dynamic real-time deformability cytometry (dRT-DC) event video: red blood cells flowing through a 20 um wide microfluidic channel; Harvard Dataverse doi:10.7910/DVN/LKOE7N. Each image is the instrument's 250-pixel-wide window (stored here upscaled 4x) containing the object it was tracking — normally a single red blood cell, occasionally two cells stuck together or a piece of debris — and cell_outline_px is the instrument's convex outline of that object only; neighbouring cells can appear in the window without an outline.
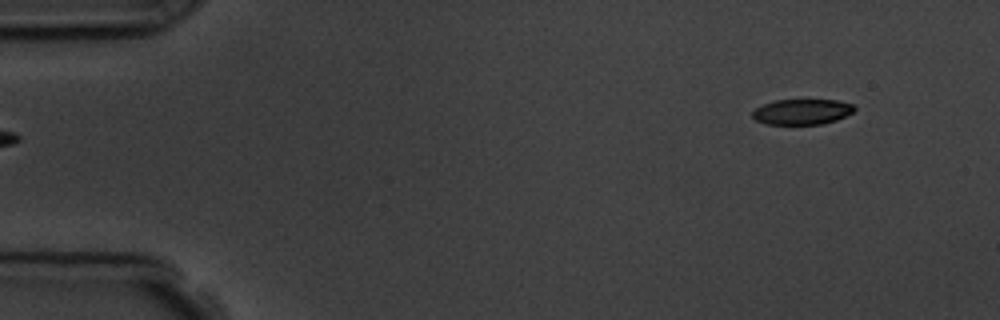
{"species": "common noctule bat (a hibernating species)", "species_latin": "Nyctalus noctula", "temperature_condition": "room temperature", "stored_images_in_passage": 4, "camera_frame_rate_fps": 3000, "um_per_image_px": 0.085, "animal": {"sex": "male", "body_mass_g": 19.5, "forearm_length_mm": 54.6}, "frame": {"image": 1, "passage_image": 1, "time_ms": 0.0, "image_size_px": [1000, 320], "cell_outline_px": [[856, 108], [852, 112], [836, 120], [820, 124], [768, 124], [756, 120], [752, 116], [752, 112], [756, 108], [764, 104], [776, 100], [836, 100], [852, 104]], "centroid_in_image_um": [68.16, 9.5], "position_along_channel_um": 16.8, "area_um2": 14.91}}
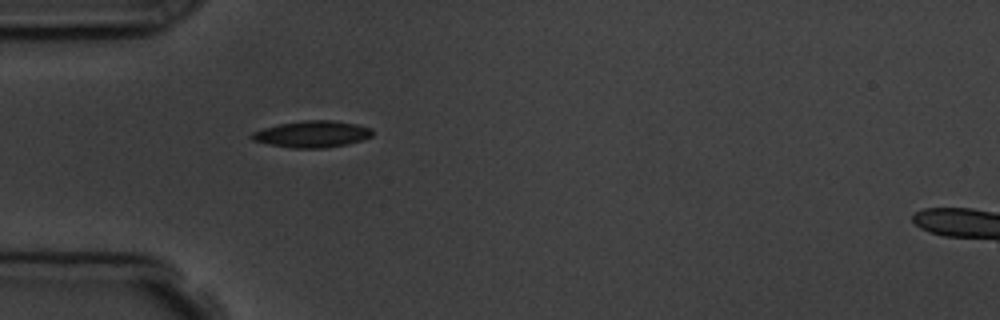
{"frame": {"image": 2, "passage_image": 4, "time_ms": 3.667, "image_size_px": [1000, 320], "cell_outline_px": [[372, 136], [348, 144], [324, 148], [292, 148], [268, 144], [252, 140], [248, 136], [252, 132], [264, 128], [280, 124], [304, 120], [332, 120], [356, 124], [372, 128]], "centroid_in_image_um": [26.51, 11.4], "position_along_channel_um": 58.5, "area_um2": 18.67}}